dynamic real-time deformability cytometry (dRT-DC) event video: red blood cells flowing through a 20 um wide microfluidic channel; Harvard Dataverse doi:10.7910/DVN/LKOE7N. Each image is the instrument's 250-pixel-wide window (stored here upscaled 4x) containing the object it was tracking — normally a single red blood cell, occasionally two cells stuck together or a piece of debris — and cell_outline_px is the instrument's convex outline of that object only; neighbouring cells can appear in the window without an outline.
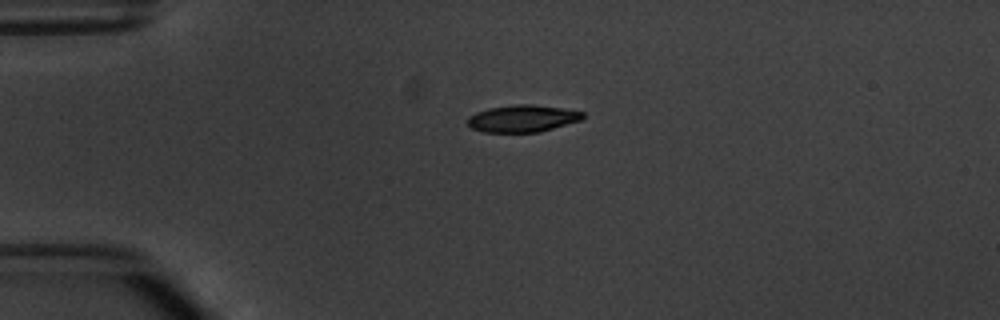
{"species": "common noctule bat (a hibernating species)", "species_latin": "Nyctalus noctula", "temperature_condition": "warm", "stored_images_in_passage": 2, "camera_frame_rate_fps": 3000, "um_per_image_px": 0.085, "animal": {"sex": "male", "body_mass_g": 20.1, "forearm_length_mm": 53.5}, "frame": {"image": 1, "passage_image": 1, "time_ms": 0.0, "image_size_px": [1000, 320], "cell_outline_px": [[584, 116], [580, 120], [540, 132], [484, 132], [472, 128], [468, 124], [468, 116], [476, 112], [488, 108], [516, 104], [532, 104], [560, 108], [584, 112]], "centroid_in_image_um": [44.39, 10.07], "position_along_channel_um": 40.6, "area_um2": 18.03}}